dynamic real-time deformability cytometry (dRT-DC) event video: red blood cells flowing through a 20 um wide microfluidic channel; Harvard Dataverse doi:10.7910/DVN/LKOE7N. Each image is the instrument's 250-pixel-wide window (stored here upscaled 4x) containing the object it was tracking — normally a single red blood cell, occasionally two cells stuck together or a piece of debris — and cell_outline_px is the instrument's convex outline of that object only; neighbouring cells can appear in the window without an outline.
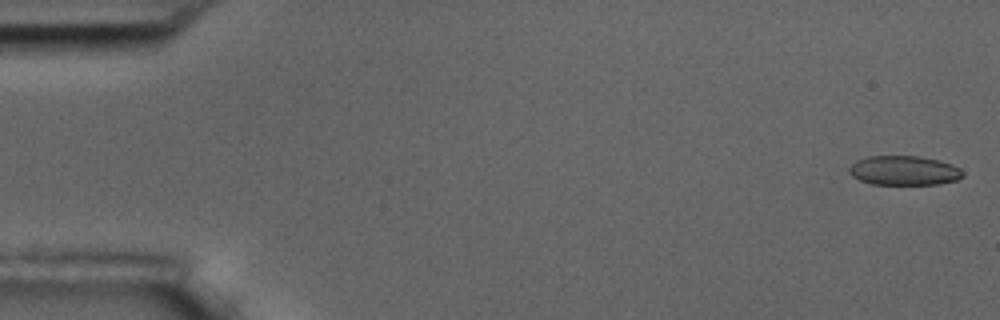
{"species": "common noctule bat (a hibernating species)", "species_latin": "Nyctalus noctula", "temperature_condition": "room temperature", "stored_images_in_passage": 5, "camera_frame_rate_fps": 3000, "um_per_image_px": 0.085, "animal": {"sex": "male", "body_mass_g": 17.5, "forearm_length_mm": 52.3}, "frame": {"image": 1, "passage_image": 1, "time_ms": 0.0, "image_size_px": [1000, 320], "cell_outline_px": [[964, 176], [956, 180], [940, 184], [872, 184], [860, 180], [852, 176], [848, 172], [848, 168], [856, 160], [868, 156], [920, 156], [952, 164], [960, 168], [964, 172]], "centroid_in_image_um": [76.84, 14.49], "position_along_channel_um": 8.2, "area_um2": 19.54}}
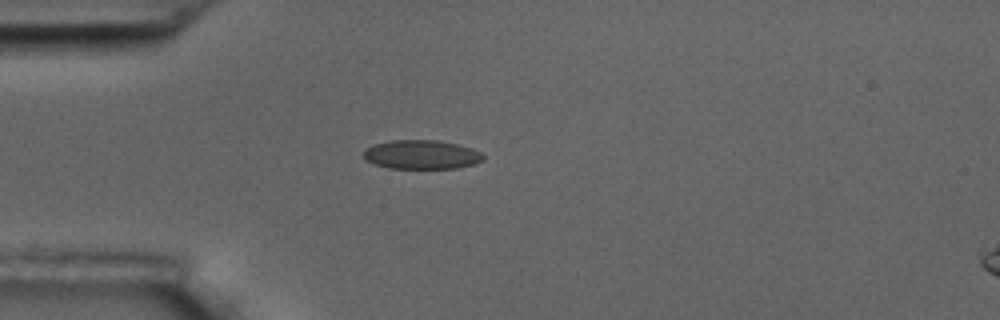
{"frame": {"image": 2, "passage_image": 5, "time_ms": 4.667, "image_size_px": [1000, 320], "cell_outline_px": [[484, 160], [476, 164], [456, 168], [388, 168], [364, 160], [364, 148], [372, 144], [392, 140], [436, 140], [456, 144], [472, 148], [480, 152], [484, 156]], "centroid_in_image_um": [35.82, 13.14], "position_along_channel_um": 49.2, "area_um2": 20.35}}